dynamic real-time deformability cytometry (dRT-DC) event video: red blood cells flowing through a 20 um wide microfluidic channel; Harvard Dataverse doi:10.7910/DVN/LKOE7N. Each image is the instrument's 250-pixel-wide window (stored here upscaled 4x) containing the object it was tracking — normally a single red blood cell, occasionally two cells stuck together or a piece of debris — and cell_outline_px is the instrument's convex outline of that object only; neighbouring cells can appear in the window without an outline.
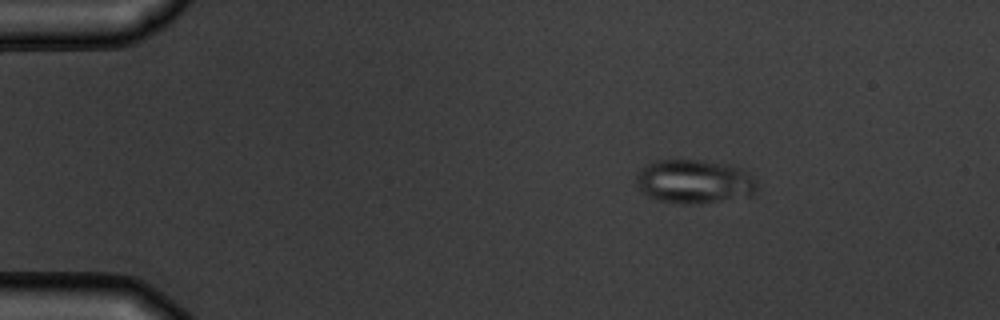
{"species": "common noctule bat (a hibernating species)", "species_latin": "Nyctalus noctula", "temperature_condition": "warm", "stored_images_in_passage": 5, "camera_frame_rate_fps": 3000, "um_per_image_px": 0.085, "animal": {"sex": "male", "body_mass_g": 19.5, "forearm_length_mm": 54.6}, "frame": {"image": 1, "passage_image": 1, "time_ms": 0.0, "image_size_px": [1000, 320], "cell_outline_px": [[756, 196], [684, 204], [680, 204], [656, 200], [648, 196], [636, 184], [636, 176], [652, 160], [704, 160], [728, 164], [744, 168], [756, 180]], "centroid_in_image_um": [59.07, 15.42], "position_along_channel_um": 25.9, "area_um2": 30.98}}